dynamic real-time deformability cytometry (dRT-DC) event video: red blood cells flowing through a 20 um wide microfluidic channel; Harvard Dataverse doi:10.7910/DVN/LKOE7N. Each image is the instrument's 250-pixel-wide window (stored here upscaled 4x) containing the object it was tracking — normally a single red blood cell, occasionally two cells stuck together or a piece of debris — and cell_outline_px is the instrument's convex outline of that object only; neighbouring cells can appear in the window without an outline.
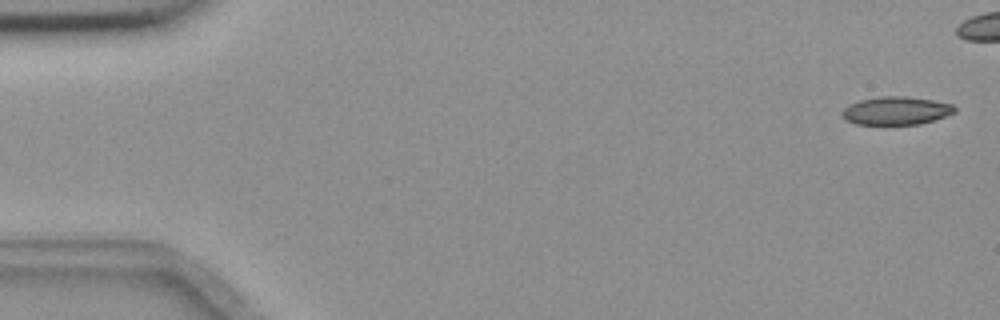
{"species": "common noctule bat (a hibernating species)", "species_latin": "Nyctalus noctula", "temperature_condition": "room temperature", "stored_images_in_passage": 46, "camera_frame_rate_fps": 3000, "um_per_image_px": 0.085, "animal": {"sex": "female", "body_mass_g": 18.4}, "frame": {"image": 1, "passage_image": 2, "time_ms": 0.333, "image_size_px": [1000, 320], "cell_outline_px": [[956, 112], [920, 124], [856, 124], [844, 120], [840, 112], [848, 104], [860, 100], [880, 96], [904, 96], [932, 100], [952, 104], [956, 108]], "centroid_in_image_um": [76.12, 9.4], "position_along_channel_um": 8.9, "area_um2": 18.44}}
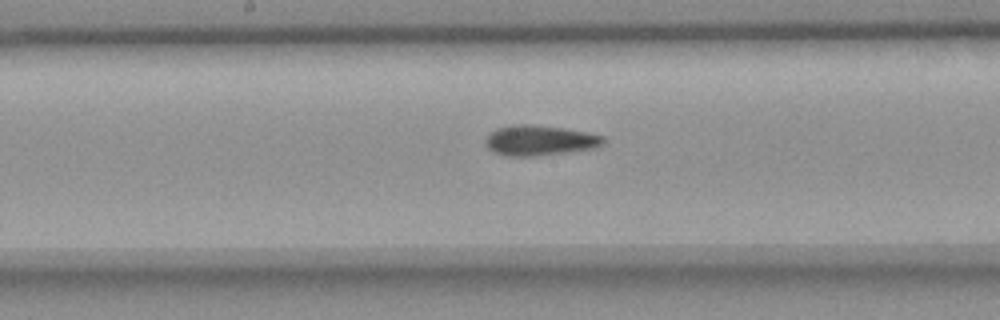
{"frame": {"image": 2, "passage_image": 29, "time_ms": 9.333, "image_size_px": [1000, 320], "cell_outline_px": [[604, 140], [600, 144], [592, 148], [536, 156], [504, 156], [488, 148], [484, 140], [496, 128], [508, 124], [528, 124], [564, 128], [588, 132], [604, 136]], "centroid_in_image_um": [45.82, 11.92], "position_along_channel_um": 202.4, "area_um2": 20.58}}
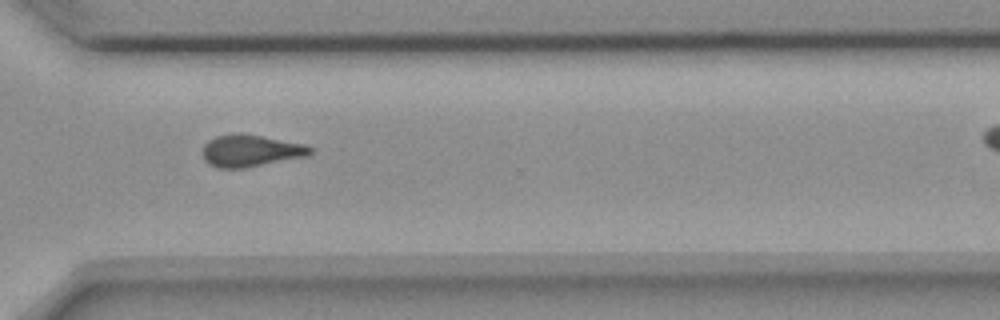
{"frame": {"image": 3, "passage_image": 41, "time_ms": 13.333, "image_size_px": [1000, 320], "cell_outline_px": [[312, 152], [308, 156], [244, 168], [220, 168], [208, 164], [204, 160], [204, 144], [208, 140], [216, 136], [236, 132], [240, 132], [304, 144], [312, 148]], "centroid_in_image_um": [21.29, 12.8], "position_along_channel_um": 349.3, "area_um2": 20.06}}